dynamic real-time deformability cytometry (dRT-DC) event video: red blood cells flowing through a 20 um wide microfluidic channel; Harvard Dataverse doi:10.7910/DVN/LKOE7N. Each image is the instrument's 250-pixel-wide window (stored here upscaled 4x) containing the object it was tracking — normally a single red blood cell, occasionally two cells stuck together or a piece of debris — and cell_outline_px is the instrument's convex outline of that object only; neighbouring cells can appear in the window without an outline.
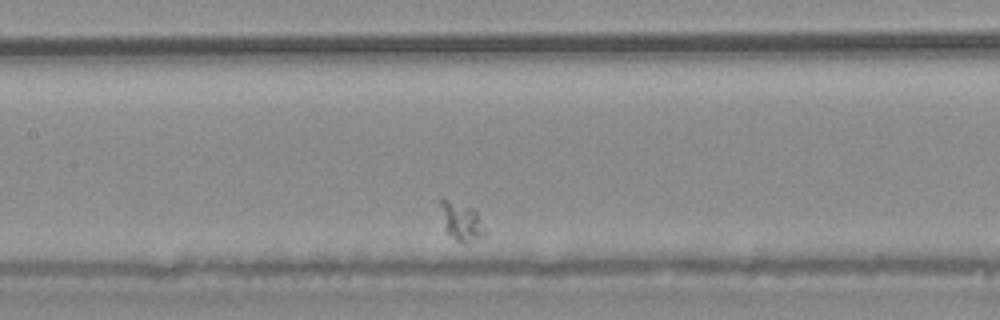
{"species": "common noctule bat (a hibernating species)", "species_latin": "Nyctalus noctula", "temperature_condition": "warm", "stored_images_in_passage": 26, "camera_frame_rate_fps": 3000, "um_per_image_px": 0.085, "animal": {"sex": "male", "body_mass_g": 20.4}, "frame": {"image": 1, "passage_image": 10, "time_ms": 3.0, "image_size_px": [1000, 320], "cell_outline_px": [[488, 232], [484, 236], [464, 244], [456, 240], [444, 232], [440, 204], [440, 196], [476, 208]], "centroid_in_image_um": [39.23, 18.8], "position_along_channel_um": 168.2, "area_um2": 10.58}}